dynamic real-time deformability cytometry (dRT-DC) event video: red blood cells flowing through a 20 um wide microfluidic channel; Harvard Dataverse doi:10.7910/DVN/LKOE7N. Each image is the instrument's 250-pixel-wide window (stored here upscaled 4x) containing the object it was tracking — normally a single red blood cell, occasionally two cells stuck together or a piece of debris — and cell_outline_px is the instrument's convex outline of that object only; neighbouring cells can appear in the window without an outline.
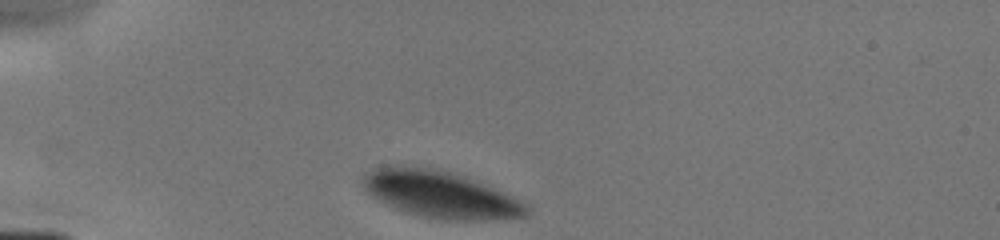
{"species": "human", "species_latin": "Homo sapiens", "temperature_condition": "cold", "stored_images_in_passage": 4, "camera_frame_rate_fps": 3000, "um_per_image_px": 0.085, "donor": {"sex": "male"}, "frame": {"image": 1, "passage_image": 1, "time_ms": 0.0, "image_size_px": [1000, 240], "cell_outline_px": [[532, 212], [528, 216], [492, 220], [448, 220], [420, 216], [404, 212], [384, 204], [372, 196], [364, 188], [364, 172], [388, 164], [396, 164], [432, 168], [448, 172], [472, 180], [504, 192], [520, 200], [532, 208]], "centroid_in_image_um": [37.43, 16.53], "position_along_channel_um": 47.6, "area_um2": 44.85}}
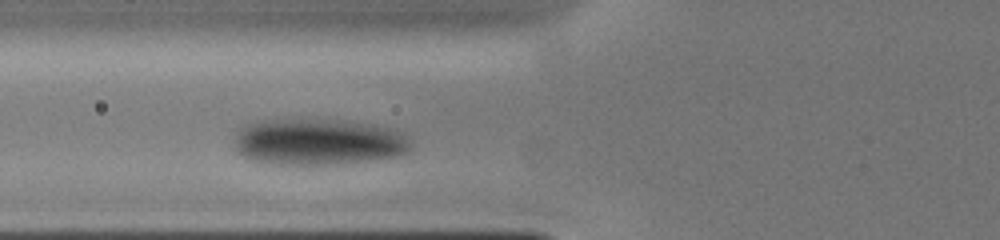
{"frame": {"image": 2, "passage_image": 3, "time_ms": 2.0, "image_size_px": [1000, 240], "cell_outline_px": [[412, 144], [408, 152], [396, 156], [340, 164], [276, 164], [256, 160], [244, 156], [236, 152], [236, 132], [240, 124], [256, 120], [340, 120], [372, 124], [392, 128], [408, 136], [412, 140]], "centroid_in_image_um": [27.06, 12.04], "position_along_channel_um": 98.7, "area_um2": 47.92}}